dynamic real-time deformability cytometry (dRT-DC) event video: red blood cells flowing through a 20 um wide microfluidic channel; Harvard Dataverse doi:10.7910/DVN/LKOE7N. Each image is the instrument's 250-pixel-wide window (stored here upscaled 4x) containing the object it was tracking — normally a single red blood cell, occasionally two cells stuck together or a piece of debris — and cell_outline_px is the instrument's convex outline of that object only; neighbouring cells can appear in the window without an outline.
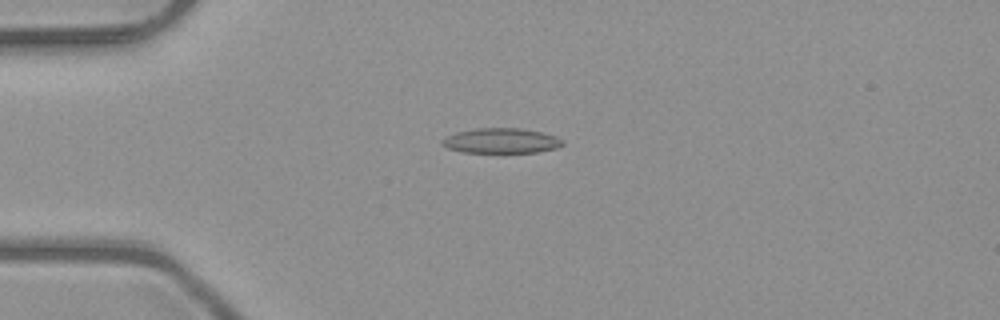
{"species": "common noctule bat (a hibernating species)", "species_latin": "Nyctalus noctula", "temperature_condition": "room temperature", "stored_images_in_passage": 46, "camera_frame_rate_fps": 3000, "um_per_image_px": 0.085, "animal": {"sex": "male", "body_mass_g": 23.1, "forearm_length_mm": 52.7}, "frame": {"image": 1, "passage_image": 8, "time_ms": 2.333, "image_size_px": [1000, 320], "cell_outline_px": [[564, 144], [556, 148], [536, 152], [464, 152], [448, 148], [440, 144], [440, 140], [456, 132], [476, 128], [520, 128], [540, 132], [556, 136], [564, 140]], "centroid_in_image_um": [42.6, 11.96], "position_along_channel_um": 42.4, "area_um2": 17.51}}
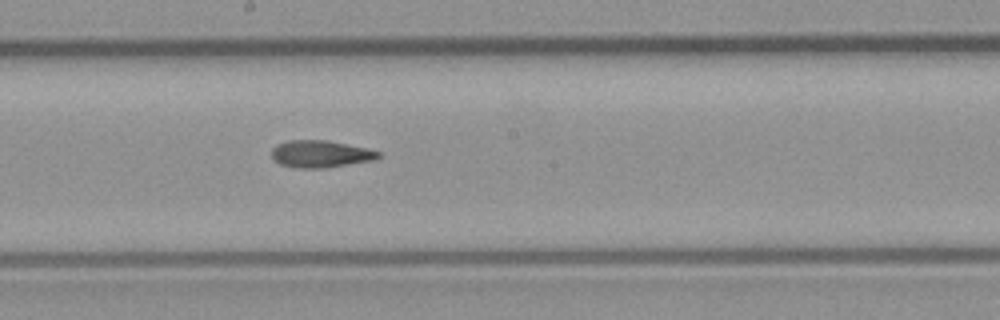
{"frame": {"image": 2, "passage_image": 23, "time_ms": 7.333, "image_size_px": [1000, 320], "cell_outline_px": [[380, 156], [376, 160], [324, 168], [296, 168], [280, 164], [272, 160], [272, 148], [276, 144], [288, 140], [328, 140], [368, 148], [380, 152]], "centroid_in_image_um": [27.24, 13.08], "position_along_channel_um": 221.0, "area_um2": 17.11}}
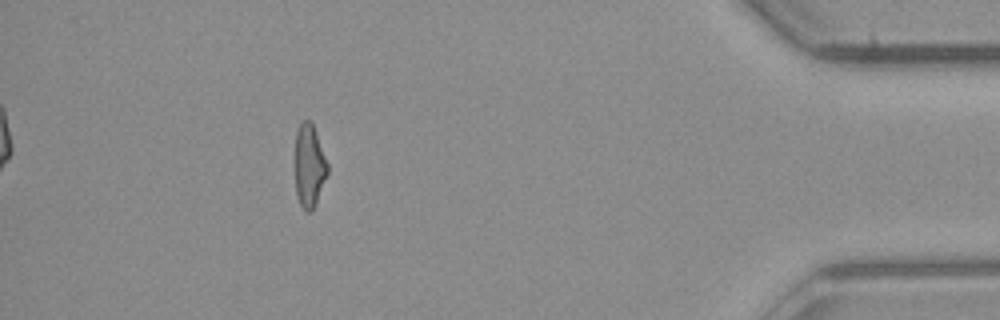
{"frame": {"image": 3, "passage_image": 41, "time_ms": 13.333, "image_size_px": [1000, 320], "cell_outline_px": [[328, 172], [316, 204], [312, 212], [304, 212], [296, 196], [292, 160], [296, 132], [300, 124], [304, 120], [312, 120], [328, 164]], "centroid_in_image_um": [26.23, 14.1], "position_along_channel_um": 409.0, "area_um2": 16.7}, "authors_computed_cell_mechanics": {"area_um2": 16.9643, "velocity_mm_per_s": 4.0628, "shape_relaxation_time_tau1_ms": null, "shape_relaxation_time_tau2_ms": 5.3054, "deformation_change_tau1": null, "deformation_change_tau2": 0.153}}